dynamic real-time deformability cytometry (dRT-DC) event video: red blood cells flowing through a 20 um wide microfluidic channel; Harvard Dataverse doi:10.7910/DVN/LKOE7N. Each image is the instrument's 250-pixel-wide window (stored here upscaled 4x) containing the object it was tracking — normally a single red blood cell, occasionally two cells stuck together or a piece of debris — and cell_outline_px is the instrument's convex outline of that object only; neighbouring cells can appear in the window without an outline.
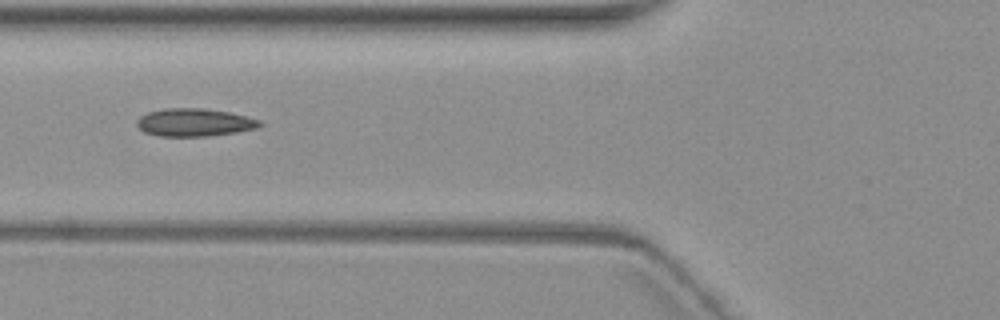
{"species": "common noctule bat (a hibernating species)", "species_latin": "Nyctalus noctula", "temperature_condition": "warm", "stored_images_in_passage": 10, "camera_frame_rate_fps": 3000, "um_per_image_px": 0.085, "animal": {"sex": "female", "body_mass_g": 19.3, "forearm_length_mm": 54.1}, "frame": {"image": 1, "passage_image": 6, "time_ms": 7.0, "image_size_px": [1000, 320], "cell_outline_px": [[264, 124], [256, 128], [236, 132], [208, 136], [160, 136], [144, 132], [136, 124], [136, 120], [140, 116], [148, 112], [164, 108], [204, 108], [228, 112], [260, 120]], "centroid_in_image_um": [16.5, 10.4], "position_along_channel_um": 109.3, "area_um2": 19.88}}
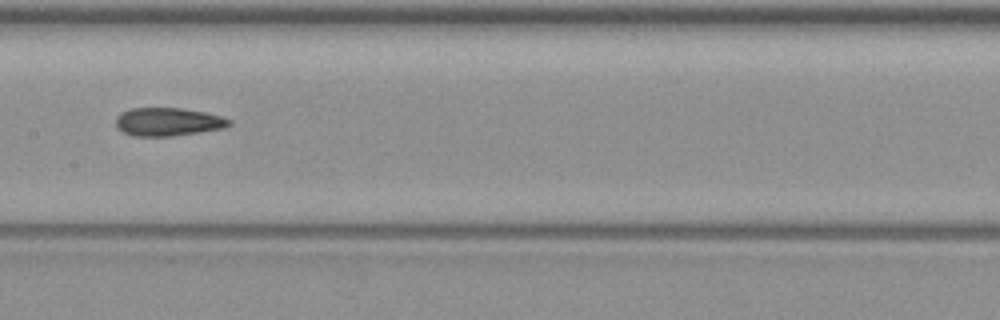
{"frame": {"image": 2, "passage_image": 8, "time_ms": 9.333, "image_size_px": [1000, 320], "cell_outline_px": [[232, 124], [224, 128], [200, 132], [172, 136], [132, 136], [116, 128], [116, 116], [120, 112], [128, 108], [180, 108], [204, 112], [220, 116], [232, 120]], "centroid_in_image_um": [14.25, 10.35], "position_along_channel_um": 193.1, "area_um2": 18.79}}
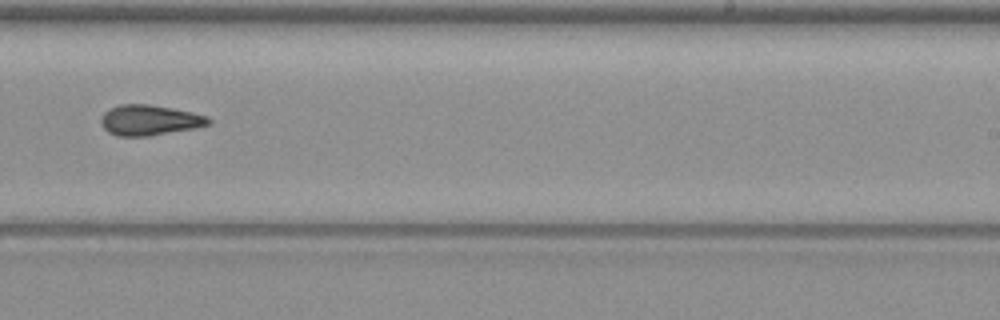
{"frame": {"image": 3, "passage_image": 10, "time_ms": 11.667, "image_size_px": [1000, 320], "cell_outline_px": [[212, 124], [192, 128], [148, 136], [116, 136], [108, 132], [104, 128], [100, 120], [104, 112], [120, 104], [148, 104], [192, 112], [208, 116], [212, 120]], "centroid_in_image_um": [12.71, 10.21], "position_along_channel_um": 276.3, "area_um2": 18.9}}